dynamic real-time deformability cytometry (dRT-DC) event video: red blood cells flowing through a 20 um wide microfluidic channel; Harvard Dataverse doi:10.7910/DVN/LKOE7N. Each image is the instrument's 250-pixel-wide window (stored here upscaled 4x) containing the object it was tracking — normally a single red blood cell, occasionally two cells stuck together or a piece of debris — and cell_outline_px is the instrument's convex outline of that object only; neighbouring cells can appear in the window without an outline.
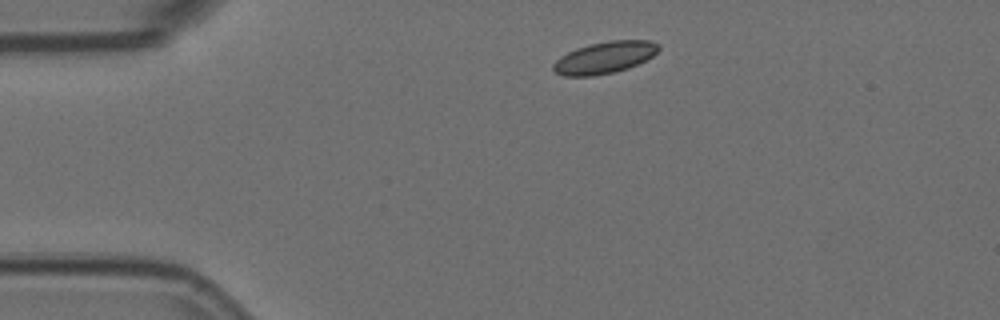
{"species": "Egyptian fruit bat (a non-hibernating species)", "species_latin": "Rousettus aegyptiacus", "temperature_condition": "room temperature", "stored_images_in_passage": 9, "camera_frame_rate_fps": 3000, "um_per_image_px": 0.085, "animal": {"sex": "female"}, "frame": {"image": 1, "passage_image": 1, "time_ms": 0.0, "image_size_px": [1000, 320], "cell_outline_px": [[660, 48], [652, 56], [628, 68], [612, 72], [592, 76], [564, 76], [556, 72], [552, 68], [552, 64], [560, 56], [576, 48], [588, 44], [608, 40], [652, 40], [660, 44]], "centroid_in_image_um": [51.38, 4.87], "position_along_channel_um": 33.6, "area_um2": 19.54}}
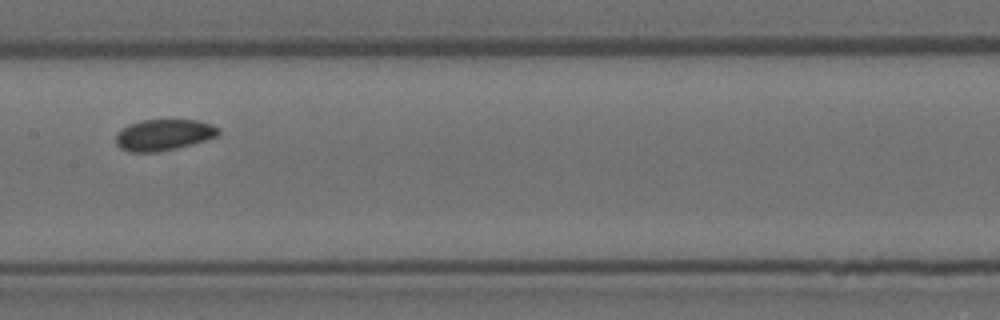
{"frame": {"image": 2, "passage_image": 6, "time_ms": 1.667, "image_size_px": [1000, 320], "cell_outline_px": [[220, 132], [216, 136], [192, 144], [176, 148], [156, 152], [128, 152], [120, 148], [116, 144], [116, 132], [120, 128], [128, 124], [140, 120], [196, 120], [212, 124], [220, 128]], "centroid_in_image_um": [13.87, 11.46], "position_along_channel_um": 193.5, "area_um2": 18.79}}
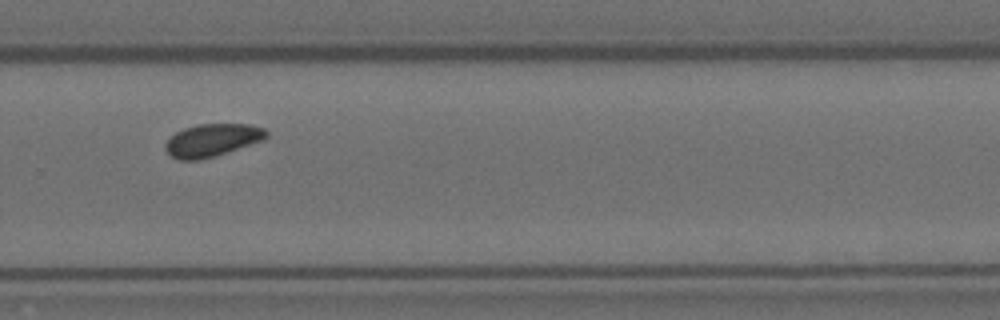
{"frame": {"image": 3, "passage_image": 9, "time_ms": 2.667, "image_size_px": [1000, 320], "cell_outline_px": [[268, 136], [264, 140], [228, 152], [200, 160], [180, 160], [172, 156], [164, 148], [164, 144], [176, 132], [184, 128], [196, 124], [248, 124], [264, 128], [268, 132]], "centroid_in_image_um": [18.05, 11.91], "position_along_channel_um": 311.7, "area_um2": 19.25}}